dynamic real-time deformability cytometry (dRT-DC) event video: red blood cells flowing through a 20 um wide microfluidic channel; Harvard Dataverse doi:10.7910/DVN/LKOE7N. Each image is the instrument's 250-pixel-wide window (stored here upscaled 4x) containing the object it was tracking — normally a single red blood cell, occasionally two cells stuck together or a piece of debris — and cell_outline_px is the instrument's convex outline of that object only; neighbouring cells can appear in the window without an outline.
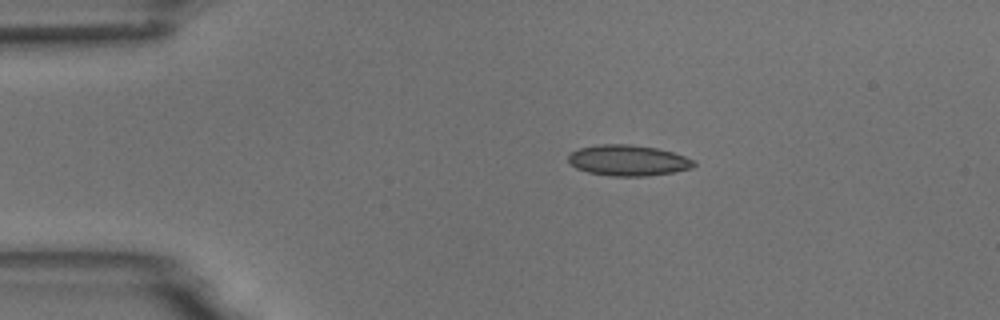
{"species": "common noctule bat (a hibernating species)", "species_latin": "Nyctalus noctula", "temperature_condition": "room temperature", "stored_images_in_passage": 7, "camera_frame_rate_fps": 3000, "um_per_image_px": 0.085, "animal": {"sex": "male", "body_mass_g": 18.8}, "frame": {"image": 1, "passage_image": 2, "time_ms": 2.333, "image_size_px": [1000, 320], "cell_outline_px": [[696, 164], [692, 168], [676, 172], [648, 176], [612, 176], [588, 172], [576, 168], [568, 160], [568, 156], [572, 152], [580, 148], [600, 144], [632, 144], [656, 148], [672, 152], [684, 156], [692, 160]], "centroid_in_image_um": [53.4, 13.64], "position_along_channel_um": 31.6, "area_um2": 22.48}}
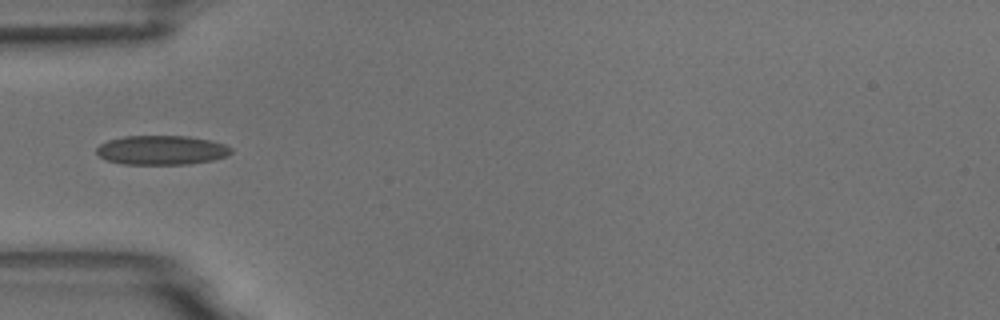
{"frame": {"image": 2, "passage_image": 4, "time_ms": 4.667, "image_size_px": [1000, 320], "cell_outline_px": [[232, 152], [228, 156], [212, 160], [188, 164], [124, 164], [108, 160], [100, 156], [96, 152], [96, 148], [100, 144], [108, 140], [124, 136], [188, 136], [208, 140], [224, 144], [232, 148]], "centroid_in_image_um": [13.74, 12.76], "position_along_channel_um": 71.3, "area_um2": 22.89}}